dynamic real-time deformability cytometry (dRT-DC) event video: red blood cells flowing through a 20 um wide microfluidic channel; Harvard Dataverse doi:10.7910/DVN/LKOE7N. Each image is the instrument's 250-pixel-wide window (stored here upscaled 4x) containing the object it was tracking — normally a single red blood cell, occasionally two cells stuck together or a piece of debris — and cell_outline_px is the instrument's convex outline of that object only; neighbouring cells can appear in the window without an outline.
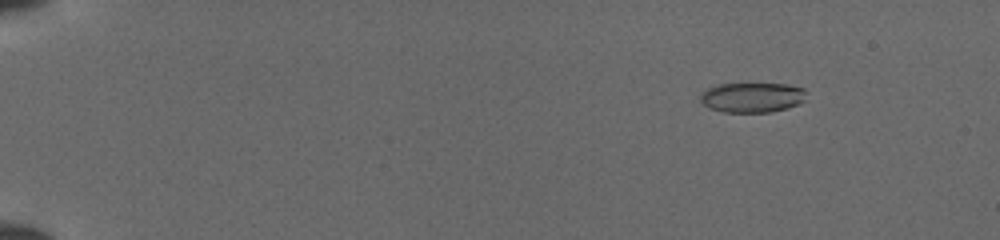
{"species": "common noctule bat (a hibernating species)", "species_latin": "Nyctalus noctula", "temperature_condition": "cold", "stored_images_in_passage": 52, "camera_frame_rate_fps": 3000, "um_per_image_px": 0.085, "animal": {"sex": "female", "body_mass_g": 19.5, "forearm_length_mm": 54.1}, "frame": {"image": 1, "passage_image": 8, "time_ms": 2.333, "image_size_px": [1000, 240], "cell_outline_px": [[808, 92], [804, 100], [788, 108], [772, 112], [724, 112], [712, 108], [704, 104], [700, 100], [700, 96], [708, 88], [720, 84], [788, 84], [804, 88]], "centroid_in_image_um": [63.99, 8.28], "position_along_channel_um": 21.0, "area_um2": 18.38}}
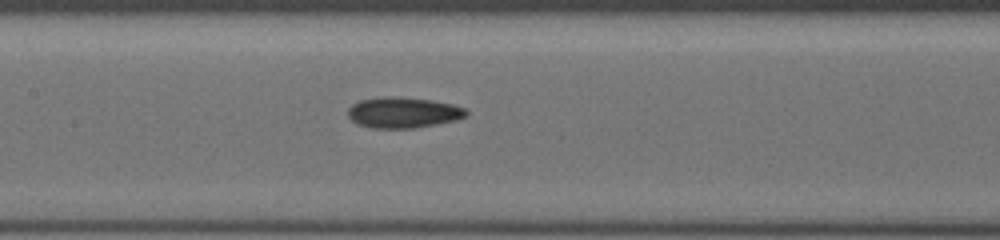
{"frame": {"image": 2, "passage_image": 28, "time_ms": 9.0, "image_size_px": [1000, 240], "cell_outline_px": [[468, 112], [464, 116], [456, 120], [412, 128], [372, 128], [356, 124], [348, 116], [348, 108], [352, 104], [360, 100], [380, 96], [400, 96], [432, 100], [452, 104], [464, 108]], "centroid_in_image_um": [34.22, 9.55], "position_along_channel_um": 173.2, "area_um2": 21.27}}
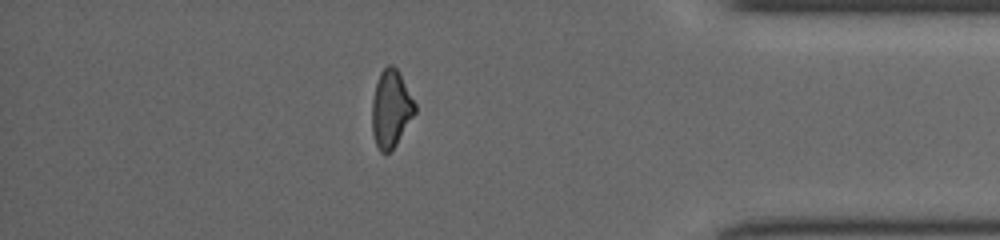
{"frame": {"image": 3, "passage_image": 46, "time_ms": 15.0, "image_size_px": [1000, 240], "cell_outline_px": [[416, 112], [396, 144], [388, 152], [380, 152], [376, 144], [372, 132], [372, 100], [376, 84], [380, 72], [388, 64], [392, 64], [396, 68], [416, 104]], "centroid_in_image_um": [33.22, 9.24], "position_along_channel_um": 402.0, "area_um2": 19.07}}